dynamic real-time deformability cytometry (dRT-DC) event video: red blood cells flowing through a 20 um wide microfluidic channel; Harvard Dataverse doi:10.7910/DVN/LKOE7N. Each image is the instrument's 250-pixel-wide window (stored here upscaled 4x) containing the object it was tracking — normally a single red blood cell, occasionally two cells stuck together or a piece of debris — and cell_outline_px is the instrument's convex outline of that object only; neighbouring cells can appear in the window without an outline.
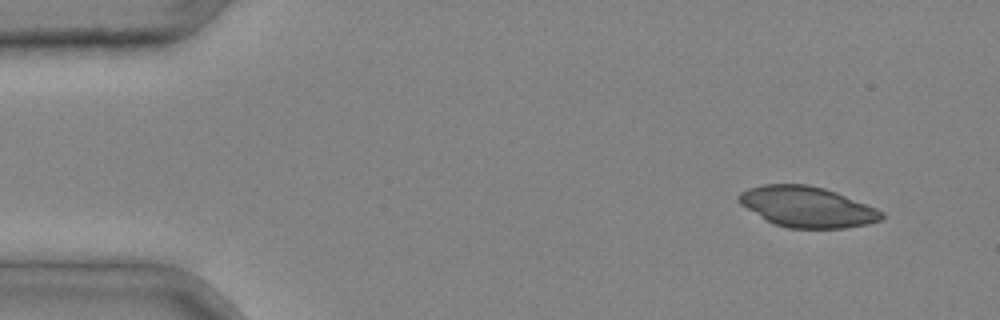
{"species": "common noctule bat (a hibernating species)", "species_latin": "Nyctalus noctula", "temperature_condition": "cold", "stored_images_in_passage": 3, "camera_frame_rate_fps": 3000, "um_per_image_px": 0.085, "animal": {"sex": "male", "body_mass_g": 20.4}, "frame": {"image": 1, "passage_image": 1, "time_ms": 0.0, "image_size_px": [1000, 320], "cell_outline_px": [[884, 216], [880, 220], [868, 224], [844, 228], [788, 228], [772, 224], [740, 204], [736, 200], [736, 196], [740, 192], [748, 188], [764, 184], [808, 184], [824, 188], [836, 192], [876, 208], [884, 212]], "centroid_in_image_um": [68.57, 17.58], "position_along_channel_um": 16.4, "area_um2": 33.93}}